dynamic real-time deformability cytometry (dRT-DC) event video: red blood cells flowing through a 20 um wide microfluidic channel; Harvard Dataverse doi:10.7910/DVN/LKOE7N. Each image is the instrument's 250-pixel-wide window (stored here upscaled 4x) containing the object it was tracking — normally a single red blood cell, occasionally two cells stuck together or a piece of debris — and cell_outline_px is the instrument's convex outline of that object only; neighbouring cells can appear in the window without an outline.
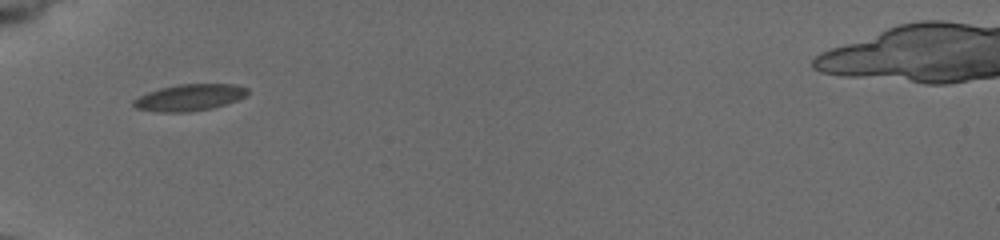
{"species": "common noctule bat (a hibernating species)", "species_latin": "Nyctalus noctula", "temperature_condition": "cold", "stored_images_in_passage": 9, "camera_frame_rate_fps": 3000, "um_per_image_px": 0.085, "animal": {"sex": "female", "body_mass_g": 19.5, "forearm_length_mm": 54.1}, "frame": {"image": 1, "passage_image": 1, "time_ms": 0.0, "image_size_px": [1000, 240], "cell_outline_px": [[248, 92], [244, 96], [236, 100], [212, 108], [188, 112], [156, 112], [136, 108], [132, 104], [132, 100], [148, 92], [160, 88], [180, 84], [232, 84], [248, 88]], "centroid_in_image_um": [16.07, 8.29], "position_along_channel_um": 68.9, "area_um2": 17.51}}
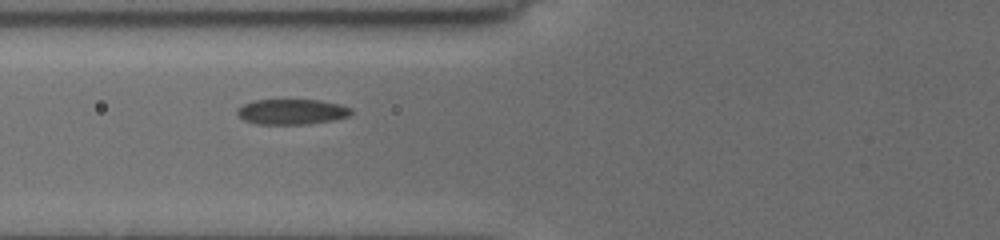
{"frame": {"image": 2, "passage_image": 5, "time_ms": 1.0, "image_size_px": [1000, 240], "cell_outline_px": [[352, 116], [336, 120], [308, 124], [256, 124], [244, 120], [236, 112], [236, 108], [252, 100], [320, 100], [340, 104], [352, 108]], "centroid_in_image_um": [24.84, 9.5], "position_along_channel_um": 101.0, "area_um2": 17.11}}
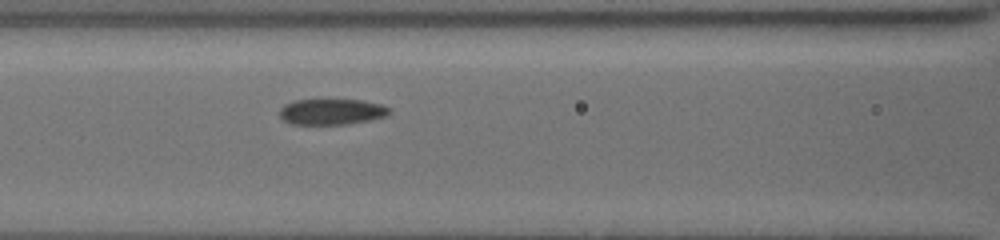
{"frame": {"image": 3, "passage_image": 9, "time_ms": 2.0, "image_size_px": [1000, 240], "cell_outline_px": [[392, 108], [384, 116], [368, 120], [348, 124], [292, 124], [284, 120], [280, 116], [280, 108], [284, 104], [292, 100], [328, 96], [360, 100], [380, 104]], "centroid_in_image_um": [28.13, 9.43], "position_along_channel_um": 138.5, "area_um2": 17.34}}